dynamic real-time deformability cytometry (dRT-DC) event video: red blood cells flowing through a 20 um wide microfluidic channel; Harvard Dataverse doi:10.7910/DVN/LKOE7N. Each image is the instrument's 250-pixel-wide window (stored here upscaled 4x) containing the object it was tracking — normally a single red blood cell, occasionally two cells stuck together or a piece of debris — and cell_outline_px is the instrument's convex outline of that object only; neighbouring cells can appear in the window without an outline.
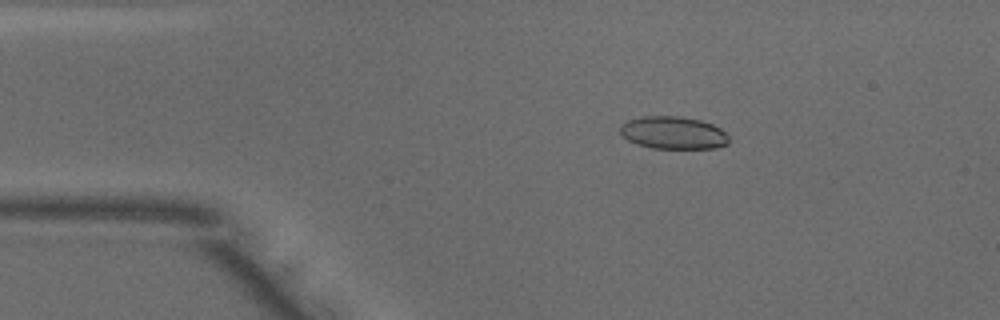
{"species": "common noctule bat (a hibernating species)", "species_latin": "Nyctalus noctula", "temperature_condition": "warm", "stored_images_in_passage": 49, "camera_frame_rate_fps": 3000, "um_per_image_px": 0.085, "animal": {"sex": "male", "body_mass_g": 18.8}, "frame": {"image": 1, "passage_image": 8, "time_ms": 2.333, "image_size_px": [1000, 320], "cell_outline_px": [[728, 144], [716, 148], [652, 148], [628, 140], [620, 132], [620, 124], [628, 120], [644, 116], [680, 116], [700, 120], [712, 124], [720, 128], [728, 136]], "centroid_in_image_um": [57.23, 11.28], "position_along_channel_um": 27.8, "area_um2": 20.52}}
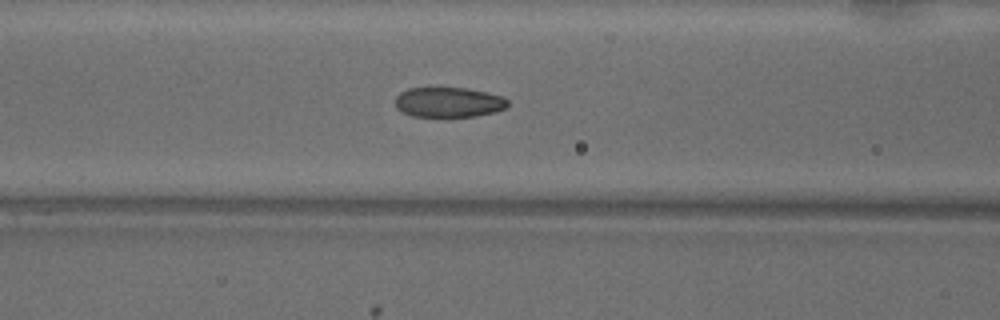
{"frame": {"image": 2, "passage_image": 19, "time_ms": 6.0, "image_size_px": [1000, 320], "cell_outline_px": [[508, 108], [496, 112], [476, 116], [412, 116], [396, 108], [396, 96], [400, 92], [408, 88], [468, 88], [504, 96], [508, 100]], "centroid_in_image_um": [38.18, 8.68], "position_along_channel_um": 128.4, "area_um2": 19.77}}
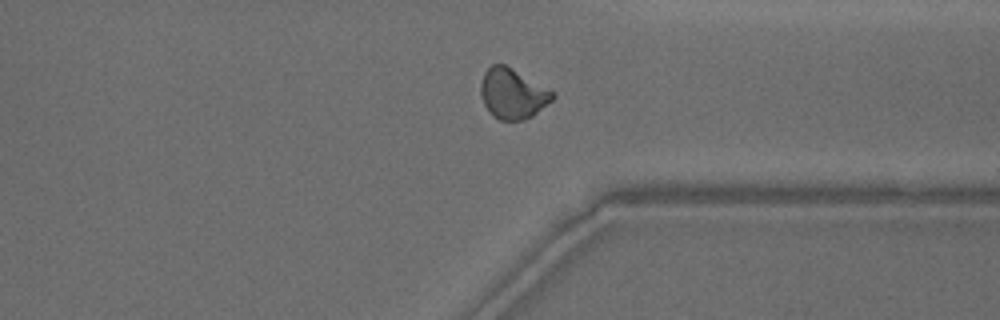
{"frame": {"image": 3, "passage_image": 37, "time_ms": 12.0, "image_size_px": [1000, 320], "cell_outline_px": [[556, 96], [552, 100], [532, 116], [524, 120], [500, 120], [492, 116], [484, 104], [480, 96], [480, 84], [484, 72], [492, 64], [504, 64], [512, 68], [556, 92]], "centroid_in_image_um": [43.57, 7.96], "position_along_channel_um": 367.8, "area_um2": 21.15}, "authors_computed_cell_mechanics": {"area_um2": 20.6924, "velocity_mm_per_s": 4.0259, "shape_relaxation_time_tau1_ms": 6.796, "shape_relaxation_time_tau2_ms": 1.1884, "deformation_change_tau1": 0.1643, "deformation_change_tau2": 0.0639}}